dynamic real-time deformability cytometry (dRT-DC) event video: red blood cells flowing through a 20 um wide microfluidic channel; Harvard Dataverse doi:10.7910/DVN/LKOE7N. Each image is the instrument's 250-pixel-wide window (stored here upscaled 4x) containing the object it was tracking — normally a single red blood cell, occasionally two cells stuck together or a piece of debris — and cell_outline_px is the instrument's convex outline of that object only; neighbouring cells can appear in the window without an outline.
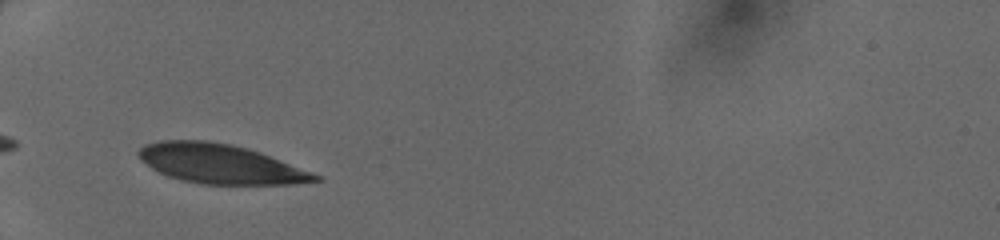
{"species": "human", "species_latin": "Homo sapiens", "temperature_condition": "cold", "stored_images_in_passage": 15, "camera_frame_rate_fps": 3000, "um_per_image_px": 0.085, "donor": {"sex": "female"}, "frame": {"image": 1, "passage_image": 1, "time_ms": 0.0, "image_size_px": [1000, 240], "cell_outline_px": [[324, 180], [292, 184], [204, 184], [180, 180], [168, 176], [152, 168], [140, 160], [136, 152], [144, 144], [160, 140], [208, 140], [228, 144], [260, 152], [324, 176]], "centroid_in_image_um": [18.73, 13.93], "position_along_channel_um": 66.3, "area_um2": 40.58}}
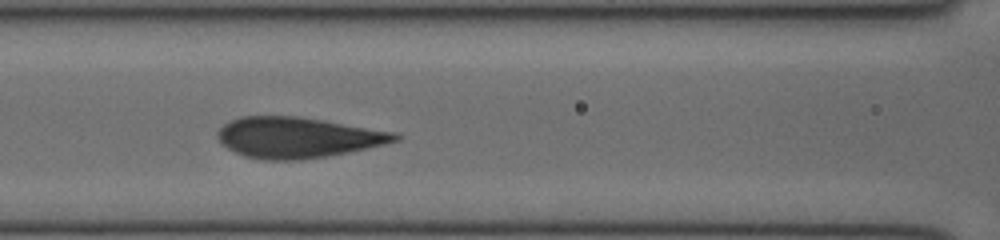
{"frame": {"image": 2, "passage_image": 7, "time_ms": 2.0, "image_size_px": [1000, 240], "cell_outline_px": [[400, 140], [384, 144], [348, 152], [300, 160], [260, 160], [244, 156], [220, 144], [216, 136], [216, 132], [224, 124], [240, 116], [296, 116], [396, 132], [400, 136]], "centroid_in_image_um": [25.25, 11.69], "position_along_channel_um": 141.4, "area_um2": 41.91}}
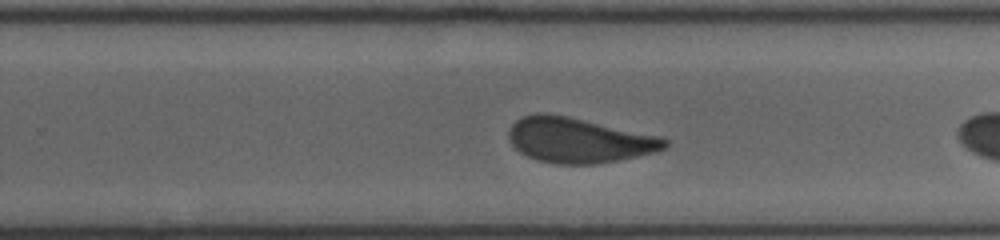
{"frame": {"image": 3, "passage_image": 14, "time_ms": 4.333, "image_size_px": [1000, 240], "cell_outline_px": [[668, 144], [664, 148], [656, 152], [596, 164], [556, 164], [540, 160], [528, 156], [520, 152], [512, 144], [508, 136], [508, 132], [512, 124], [516, 120], [524, 116], [536, 112], [544, 112], [568, 116], [660, 136], [668, 140]], "centroid_in_image_um": [49.18, 11.9], "position_along_channel_um": 280.6, "area_um2": 40.81}}